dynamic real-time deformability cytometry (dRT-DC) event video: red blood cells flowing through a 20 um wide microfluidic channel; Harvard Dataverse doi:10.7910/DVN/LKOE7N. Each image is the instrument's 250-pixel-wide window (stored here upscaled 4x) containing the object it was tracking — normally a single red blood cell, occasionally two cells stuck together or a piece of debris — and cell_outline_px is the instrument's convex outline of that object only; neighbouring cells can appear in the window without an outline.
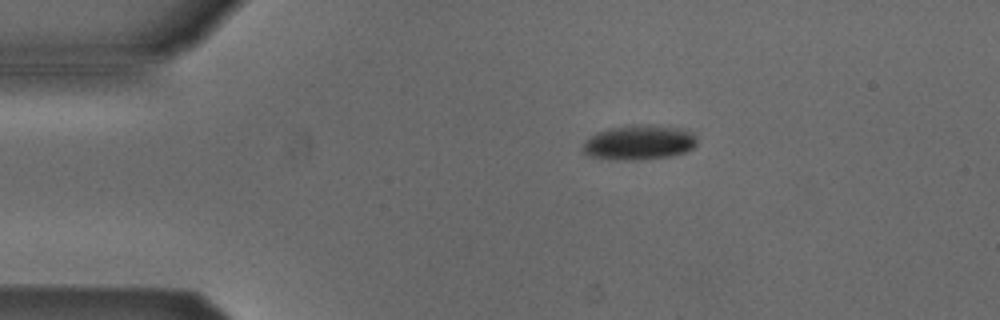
{"species": "Egyptian fruit bat (a non-hibernating species)", "species_latin": "Rousettus aegyptiacus", "temperature_condition": "cold", "stored_images_in_passage": 4, "camera_frame_rate_fps": 3000, "um_per_image_px": 0.085, "animal": {"sex": "male"}, "frame": {"image": 1, "passage_image": 1, "time_ms": 0.0, "image_size_px": [1000, 320], "cell_outline_px": [[696, 144], [692, 148], [684, 152], [672, 156], [640, 160], [620, 160], [588, 156], [584, 152], [584, 140], [596, 132], [608, 128], [648, 124], [676, 128], [692, 132], [696, 136]], "centroid_in_image_um": [54.31, 12.12], "position_along_channel_um": 30.7, "area_um2": 23.0}}
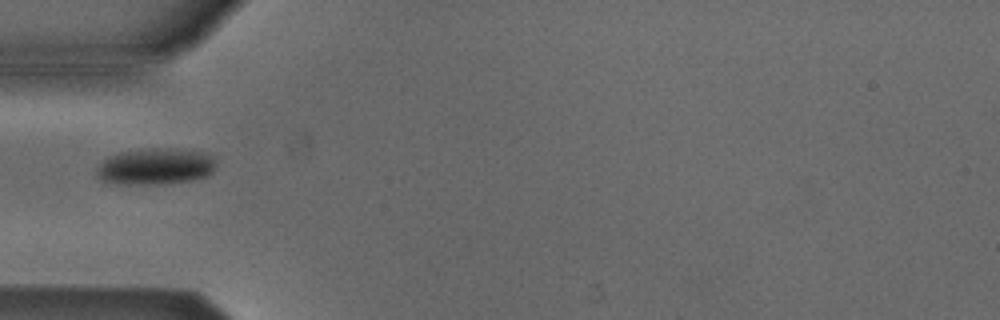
{"frame": {"image": 2, "passage_image": 3, "time_ms": 0.667, "image_size_px": [1000, 320], "cell_outline_px": [[216, 164], [212, 172], [204, 176], [192, 180], [156, 184], [116, 184], [100, 180], [96, 176], [96, 168], [108, 156], [120, 152], [152, 148], [192, 148], [204, 152], [212, 156]], "centroid_in_image_um": [13.21, 14.13], "position_along_channel_um": 71.8, "area_um2": 25.66}}
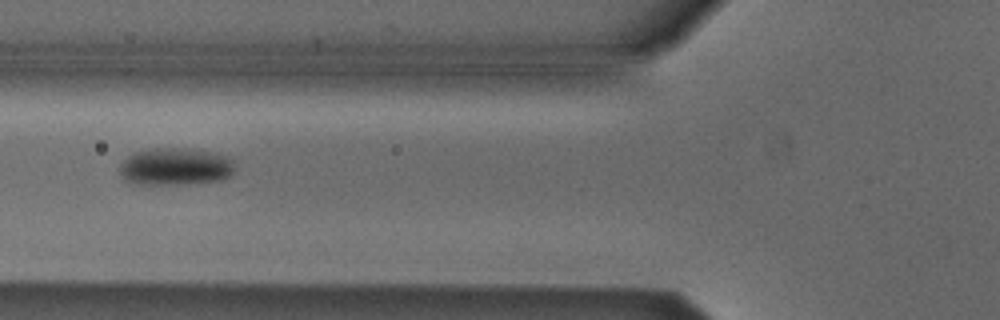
{"frame": {"image": 3, "passage_image": 4, "time_ms": 1.0, "image_size_px": [1000, 320], "cell_outline_px": [[232, 176], [224, 180], [188, 184], [136, 184], [124, 180], [120, 172], [120, 164], [128, 156], [136, 152], [152, 148], [192, 148], [216, 152], [228, 156], [232, 160]], "centroid_in_image_um": [14.94, 14.16], "position_along_channel_um": 110.9, "area_um2": 25.43}}